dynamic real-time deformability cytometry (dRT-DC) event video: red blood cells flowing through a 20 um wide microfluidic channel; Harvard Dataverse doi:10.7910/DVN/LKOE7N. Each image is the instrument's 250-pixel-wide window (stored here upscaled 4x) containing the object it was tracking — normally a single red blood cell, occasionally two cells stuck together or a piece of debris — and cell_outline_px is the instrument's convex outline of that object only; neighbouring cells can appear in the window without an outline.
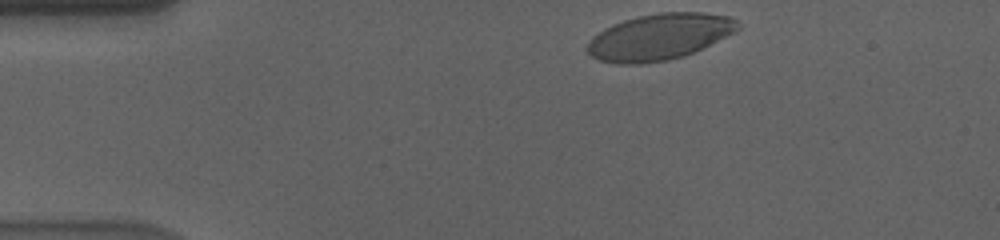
{"species": "human", "species_latin": "Homo sapiens", "temperature_condition": "cold", "stored_images_in_passage": 39, "camera_frame_rate_fps": 3000, "um_per_image_px": 0.085, "donor": {"sex": "male"}, "frame": {"image": 1, "passage_image": 1, "time_ms": 0.0, "image_size_px": [1000, 240], "cell_outline_px": [[740, 28], [684, 56], [668, 60], [640, 64], [616, 64], [600, 60], [592, 56], [584, 48], [588, 40], [592, 36], [604, 28], [612, 24], [624, 20], [640, 16], [660, 12], [704, 12], [728, 16], [736, 20], [740, 24]], "centroid_in_image_um": [55.97, 3.13], "position_along_channel_um": 29.0, "area_um2": 40.29}}
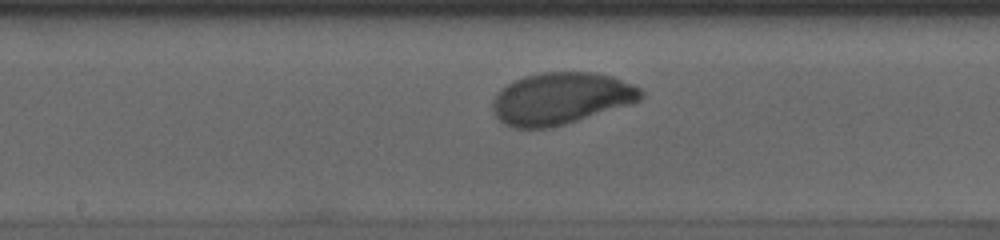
{"frame": {"image": 2, "passage_image": 21, "time_ms": 6.667, "image_size_px": [1000, 240], "cell_outline_px": [[644, 96], [640, 100], [632, 104], [564, 124], [548, 128], [512, 128], [504, 124], [492, 112], [492, 100], [496, 92], [500, 88], [512, 80], [524, 76], [544, 72], [592, 72], [612, 76], [632, 84], [640, 88], [644, 92]], "centroid_in_image_um": [47.65, 8.36], "position_along_channel_um": 200.6, "area_um2": 45.2}}
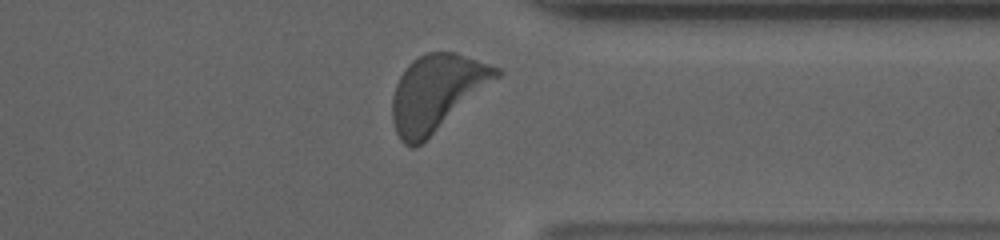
{"frame": {"image": 3, "passage_image": 36, "time_ms": 11.667, "image_size_px": [1000, 240], "cell_outline_px": [[504, 72], [500, 76], [416, 148], [412, 148], [404, 144], [400, 140], [396, 132], [392, 120], [392, 96], [396, 84], [400, 76], [408, 64], [412, 60], [428, 52], [456, 52], [500, 68]], "centroid_in_image_um": [37.1, 7.87], "position_along_channel_um": 374.3, "area_um2": 45.66}, "authors_computed_cell_mechanics": {"area_um2": 44.0436, "velocity_mm_per_s": 3.5408, "shape_relaxation_time_tau1_ms": 2.8117, "shape_relaxation_time_tau2_ms": null, "deformation_change_tau1": 0.1629, "deformation_change_tau2": null}}